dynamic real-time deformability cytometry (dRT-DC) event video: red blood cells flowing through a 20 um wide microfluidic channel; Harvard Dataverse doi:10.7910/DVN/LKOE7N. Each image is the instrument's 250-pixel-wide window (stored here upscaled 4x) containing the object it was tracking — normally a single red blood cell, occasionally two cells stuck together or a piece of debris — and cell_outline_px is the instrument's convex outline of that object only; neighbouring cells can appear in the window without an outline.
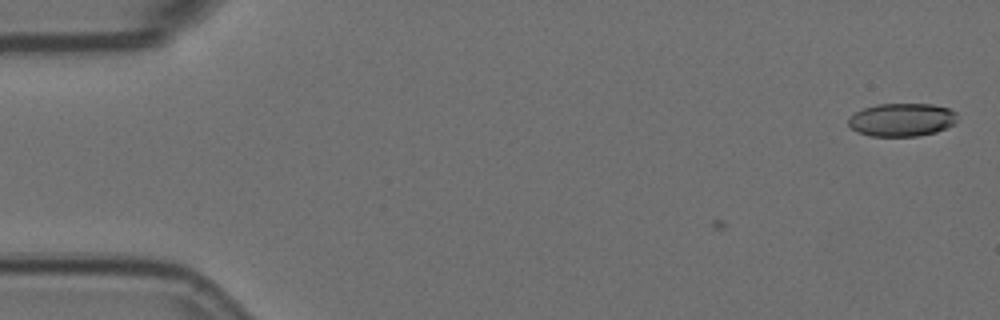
{"species": "Egyptian fruit bat (a non-hibernating species)", "species_latin": "Rousettus aegyptiacus", "temperature_condition": "room temperature", "stored_images_in_passage": 6, "camera_frame_rate_fps": 3000, "um_per_image_px": 0.085, "animal": {"sex": "female"}, "frame": {"image": 1, "passage_image": 6, "time_ms": 1.667, "image_size_px": [1000, 320], "cell_outline_px": [[956, 120], [952, 124], [936, 132], [916, 136], [868, 136], [856, 132], [848, 124], [848, 116], [864, 108], [876, 104], [932, 104], [948, 108], [956, 112]], "centroid_in_image_um": [76.61, 10.18], "position_along_channel_um": 8.4, "area_um2": 21.04}}